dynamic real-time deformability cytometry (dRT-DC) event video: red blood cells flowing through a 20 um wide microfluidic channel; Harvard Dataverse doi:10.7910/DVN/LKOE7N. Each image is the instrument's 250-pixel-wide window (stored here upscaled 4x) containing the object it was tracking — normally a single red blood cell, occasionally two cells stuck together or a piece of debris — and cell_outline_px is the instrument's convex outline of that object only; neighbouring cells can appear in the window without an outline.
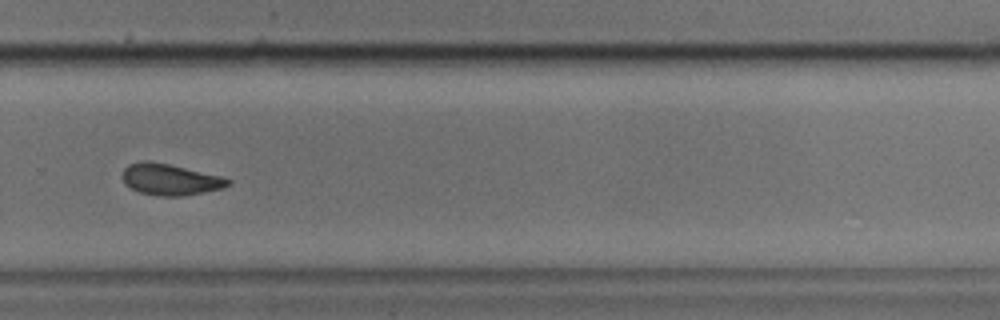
{"species": "common noctule bat (a hibernating species)", "species_latin": "Nyctalus noctula", "temperature_condition": "cold", "stored_images_in_passage": 28, "camera_frame_rate_fps": 3000, "um_per_image_px": 0.085, "animal": {"sex": "male", "body_mass_g": 17.9, "forearm_length_mm": 54.2}, "frame": {"image": 1, "passage_image": 23, "time_ms": 7.333, "image_size_px": [1000, 320], "cell_outline_px": [[232, 184], [220, 188], [180, 196], [160, 196], [140, 192], [124, 184], [120, 176], [124, 168], [128, 164], [140, 160], [148, 160], [168, 164], [220, 176], [232, 180]], "centroid_in_image_um": [14.38, 15.24], "position_along_channel_um": 315.4, "area_um2": 19.13}}